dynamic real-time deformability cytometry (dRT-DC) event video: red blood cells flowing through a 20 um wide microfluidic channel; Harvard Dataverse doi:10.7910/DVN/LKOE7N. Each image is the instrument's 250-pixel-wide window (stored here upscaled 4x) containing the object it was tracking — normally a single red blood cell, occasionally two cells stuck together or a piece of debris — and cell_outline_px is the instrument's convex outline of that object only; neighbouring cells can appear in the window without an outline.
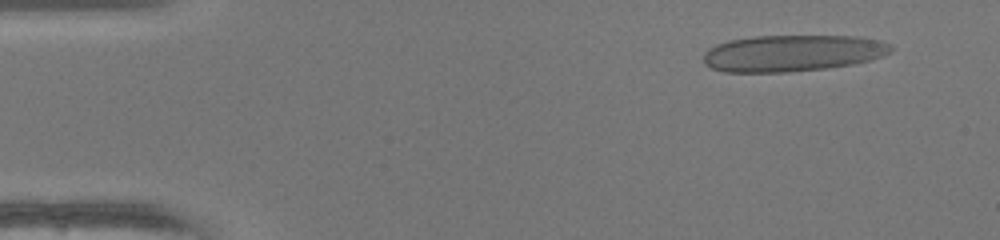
{"species": "human", "species_latin": "Homo sapiens", "temperature_condition": "warm", "stored_images_in_passage": 49, "camera_frame_rate_fps": 3000, "um_per_image_px": 0.085, "donor": {"sex": "female"}, "frame": {"image": 1, "passage_image": 4, "time_ms": 1.0, "image_size_px": [1000, 240], "cell_outline_px": [[892, 52], [868, 60], [852, 64], [824, 68], [788, 72], [724, 72], [712, 68], [704, 64], [704, 52], [708, 48], [716, 44], [728, 40], [752, 36], [856, 36], [880, 40], [892, 44]], "centroid_in_image_um": [67.32, 4.51], "position_along_channel_um": 17.7, "area_um2": 40.0}}
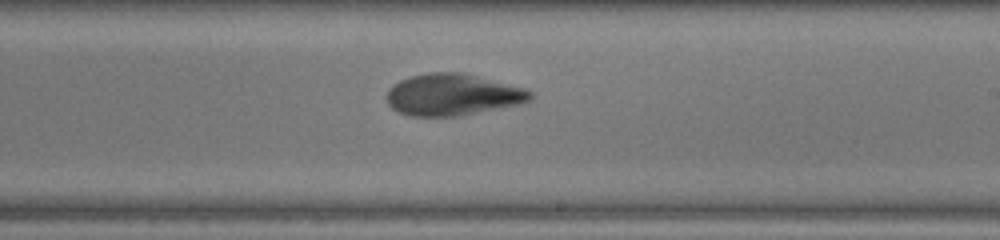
{"frame": {"image": 2, "passage_image": 29, "time_ms": 9.333, "image_size_px": [1000, 240], "cell_outline_px": [[532, 100], [520, 104], [460, 116], [412, 116], [400, 112], [392, 108], [388, 104], [388, 88], [400, 80], [412, 76], [428, 72], [464, 72], [524, 88], [532, 92]], "centroid_in_image_um": [38.5, 8.04], "position_along_channel_um": 250.5, "area_um2": 34.85}}
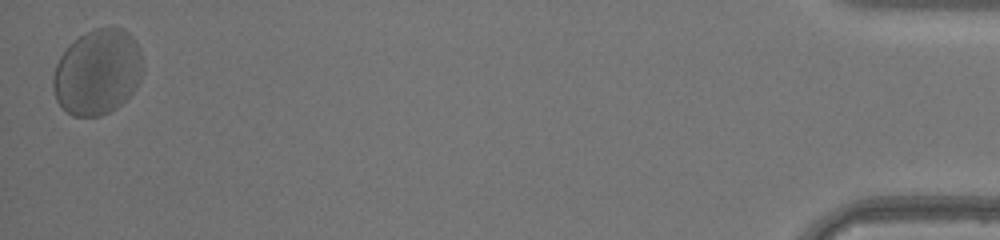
{"frame": {"image": 3, "passage_image": 49, "time_ms": 16.0, "image_size_px": [1000, 240], "cell_outline_px": [[144, 72], [136, 88], [116, 108], [100, 116], [72, 116], [56, 100], [52, 88], [52, 76], [56, 64], [60, 56], [80, 36], [96, 28], [124, 28], [136, 40], [140, 48], [144, 64]], "centroid_in_image_um": [8.32, 6.13], "position_along_channel_um": 426.9, "area_um2": 44.8}, "authors_computed_cell_mechanics": {"area_um2": 38.6682, "velocity_mm_per_s": 4.0956, "shape_relaxation_time_tau1_ms": 7.484, "shape_relaxation_time_tau2_ms": null, "deformation_change_tau1": 0.3022, "deformation_change_tau2": null}}